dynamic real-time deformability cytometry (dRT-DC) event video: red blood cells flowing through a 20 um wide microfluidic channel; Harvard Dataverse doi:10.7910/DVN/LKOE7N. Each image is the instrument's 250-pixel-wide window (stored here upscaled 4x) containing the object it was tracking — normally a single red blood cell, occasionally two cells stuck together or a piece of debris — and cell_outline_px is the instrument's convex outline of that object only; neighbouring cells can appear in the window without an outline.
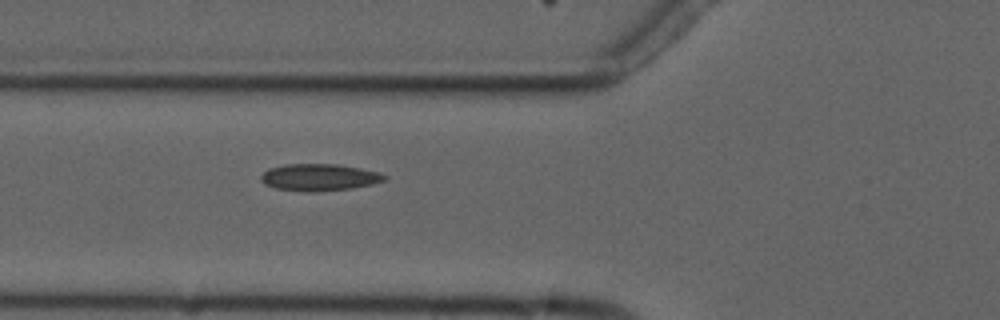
{"species": "common noctule bat (a hibernating species)", "species_latin": "Nyctalus noctula", "temperature_condition": "cold", "stored_images_in_passage": 3, "camera_frame_rate_fps": 3000, "um_per_image_px": 0.085, "animal": {"sex": "male", "forearm_length_mm": 52.5}, "frame": {"image": 1, "passage_image": 3, "time_ms": 2.0, "image_size_px": [1000, 320], "cell_outline_px": [[388, 176], [384, 180], [372, 184], [352, 188], [316, 192], [304, 192], [276, 188], [264, 184], [260, 180], [260, 176], [268, 168], [288, 164], [336, 164], [360, 168], [376, 172]], "centroid_in_image_um": [27.09, 15.08], "position_along_channel_um": 98.7, "area_um2": 19.36}}